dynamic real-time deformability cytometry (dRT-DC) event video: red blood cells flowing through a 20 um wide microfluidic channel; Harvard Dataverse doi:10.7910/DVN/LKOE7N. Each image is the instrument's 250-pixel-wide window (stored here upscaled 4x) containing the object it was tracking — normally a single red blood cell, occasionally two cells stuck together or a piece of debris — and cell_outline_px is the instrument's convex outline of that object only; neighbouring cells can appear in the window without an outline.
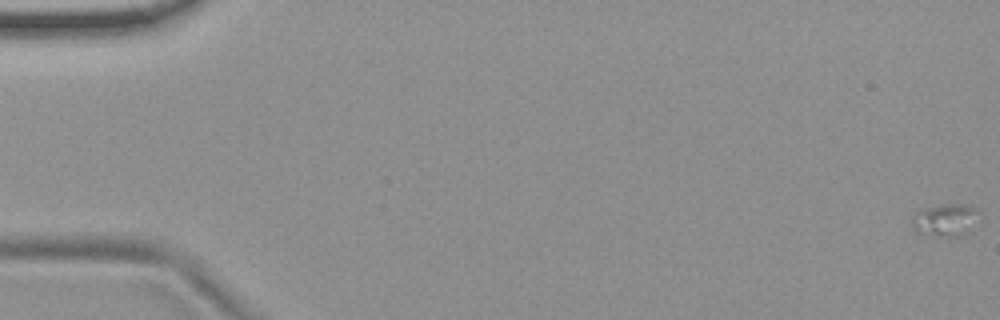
{"species": "common noctule bat (a hibernating species)", "species_latin": "Nyctalus noctula", "temperature_condition": "room temperature", "stored_images_in_passage": 7, "camera_frame_rate_fps": 3000, "um_per_image_px": 0.085, "animal": {"sex": "female", "body_mass_g": 19.9}, "frame": {"image": 1, "passage_image": 1, "time_ms": 0.0, "image_size_px": [1000, 320], "cell_outline_px": [[972, 212], [964, 232], [960, 236], [948, 236], [916, 232], [912, 224], [912, 220], [916, 212], [928, 208], [944, 204], [960, 204], [972, 208]], "centroid_in_image_um": [80.14, 18.7], "position_along_channel_um": 4.9, "area_um2": 11.04}}